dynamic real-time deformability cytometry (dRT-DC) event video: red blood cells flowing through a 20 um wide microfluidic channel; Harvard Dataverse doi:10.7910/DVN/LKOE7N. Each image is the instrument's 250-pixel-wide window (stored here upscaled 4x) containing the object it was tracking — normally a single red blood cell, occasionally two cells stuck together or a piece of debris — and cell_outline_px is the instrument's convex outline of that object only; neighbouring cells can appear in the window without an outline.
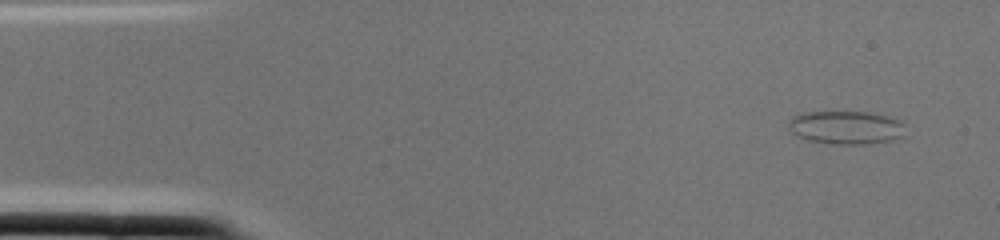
{"species": "common noctule bat (a hibernating species)", "species_latin": "Nyctalus noctula", "temperature_condition": "cold", "stored_images_in_passage": 2, "camera_frame_rate_fps": 3000, "um_per_image_px": 0.085, "animal": {"sex": "female", "body_mass_g": 22.0, "forearm_length_mm": 56.7}, "frame": {"image": 1, "passage_image": 1, "time_ms": 0.0, "image_size_px": [1000, 240], "cell_outline_px": [[904, 136], [892, 140], [868, 144], [836, 144], [808, 140], [792, 132], [788, 128], [788, 120], [792, 116], [800, 112], [868, 112], [900, 120], [904, 124]], "centroid_in_image_um": [71.9, 10.83], "position_along_channel_um": 13.1, "area_um2": 22.72}}
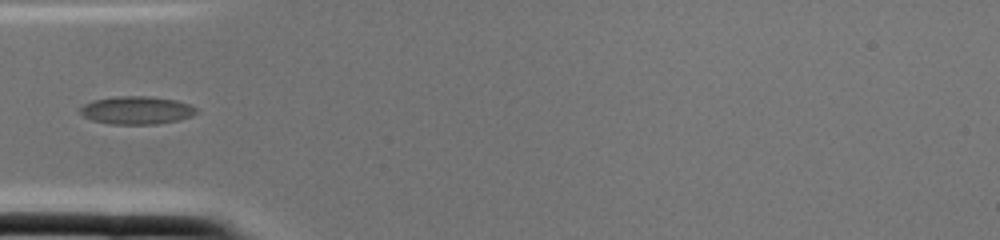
{"frame": {"image": 2, "passage_image": 2, "time_ms": 0.333, "image_size_px": [1000, 240], "cell_outline_px": [[200, 112], [192, 116], [180, 120], [156, 124], [112, 124], [92, 120], [84, 116], [80, 112], [80, 108], [84, 104], [92, 100], [116, 96], [148, 96], [176, 100], [188, 104], [196, 108]], "centroid_in_image_um": [11.64, 9.37], "position_along_channel_um": 73.4, "area_um2": 19.02}}